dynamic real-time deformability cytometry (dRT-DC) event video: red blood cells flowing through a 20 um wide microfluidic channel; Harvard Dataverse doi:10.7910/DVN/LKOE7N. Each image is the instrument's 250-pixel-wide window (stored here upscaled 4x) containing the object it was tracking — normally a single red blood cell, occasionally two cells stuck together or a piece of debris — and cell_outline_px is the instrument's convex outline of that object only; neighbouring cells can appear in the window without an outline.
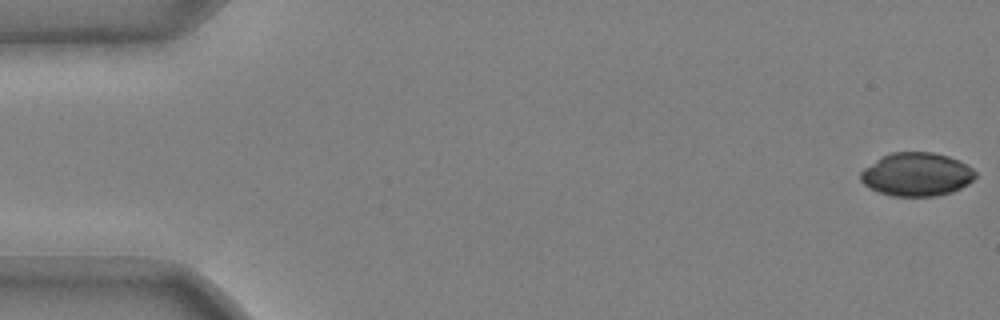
{"species": "common noctule bat (a hibernating species)", "species_latin": "Nyctalus noctula", "temperature_condition": "cold", "stored_images_in_passage": 52, "camera_frame_rate_fps": 3000, "um_per_image_px": 0.085, "animal": {"sex": "male", "body_mass_g": 20.4}, "frame": {"image": 1, "passage_image": 1, "time_ms": 0.0, "image_size_px": [1000, 320], "cell_outline_px": [[976, 176], [968, 184], [952, 192], [936, 196], [892, 196], [868, 188], [860, 180], [860, 172], [864, 168], [884, 156], [892, 152], [932, 152], [948, 156], [972, 168], [976, 172]], "centroid_in_image_um": [77.9, 14.83], "position_along_channel_um": 7.1, "area_um2": 28.84}}
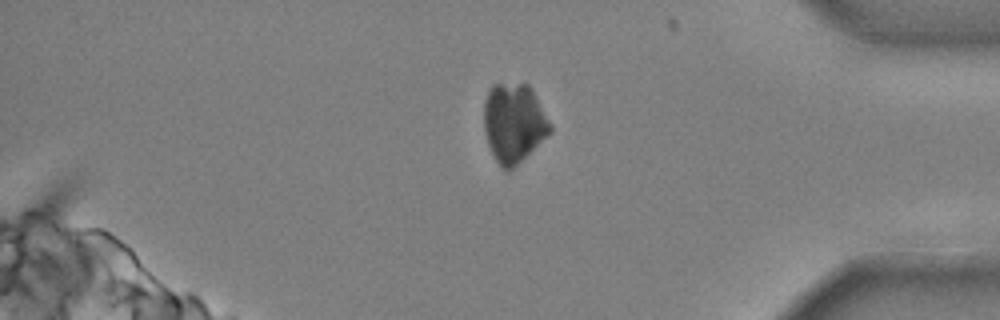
{"frame": {"image": 2, "passage_image": 45, "time_ms": 14.667, "image_size_px": [1000, 320], "cell_outline_px": [[552, 132], [508, 172], [504, 172], [500, 168], [488, 144], [484, 132], [484, 100], [492, 84], [528, 84], [552, 124]], "centroid_in_image_um": [43.67, 10.47], "position_along_channel_um": 391.5, "area_um2": 30.52}}
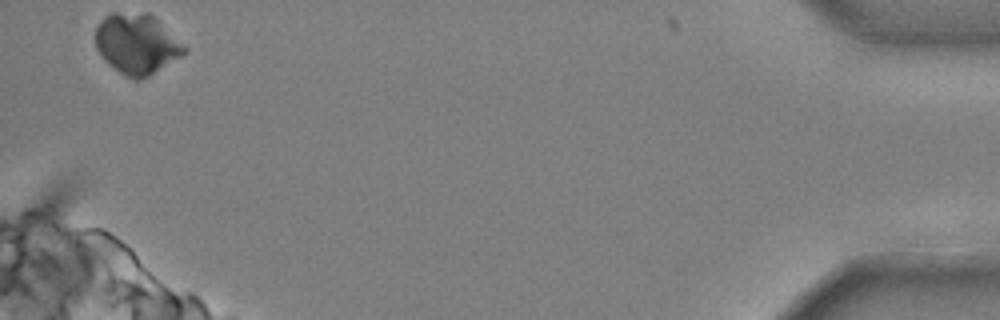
{"frame": {"image": 3, "passage_image": 51, "time_ms": 16.667, "image_size_px": [1000, 320], "cell_outline_px": [[188, 52], [148, 76], [140, 80], [132, 80], [108, 64], [104, 60], [96, 48], [96, 28], [100, 20], [104, 16], [112, 12], [148, 12], [188, 48]], "centroid_in_image_um": [11.61, 3.73], "position_along_channel_um": 423.6, "area_um2": 31.21}}